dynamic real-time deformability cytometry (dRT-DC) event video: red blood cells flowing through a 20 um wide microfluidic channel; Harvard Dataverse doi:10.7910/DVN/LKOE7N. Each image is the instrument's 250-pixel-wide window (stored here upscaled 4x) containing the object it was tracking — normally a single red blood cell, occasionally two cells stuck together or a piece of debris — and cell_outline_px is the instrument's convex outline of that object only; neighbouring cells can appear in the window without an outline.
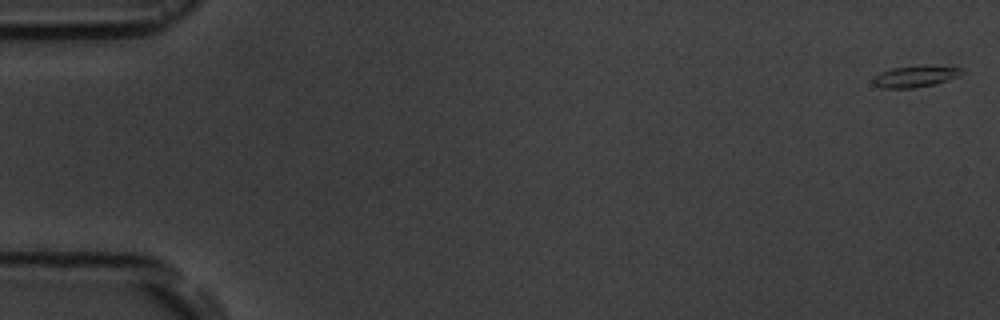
{"species": "common noctule bat (a hibernating species)", "species_latin": "Nyctalus noctula", "temperature_condition": "room temperature", "stored_images_in_passage": 5, "camera_frame_rate_fps": 3000, "um_per_image_px": 0.085, "animal": {"sex": "male", "body_mass_g": 19.5, "forearm_length_mm": 54.6}, "frame": {"image": 1, "passage_image": 1, "time_ms": 0.0, "image_size_px": [1000, 320], "cell_outline_px": [[964, 72], [960, 76], [936, 84], [912, 88], [884, 88], [872, 84], [872, 80], [880, 72], [892, 68], [924, 64], [928, 64], [964, 68]], "centroid_in_image_um": [77.86, 6.47], "position_along_channel_um": 7.1, "area_um2": 11.44}}
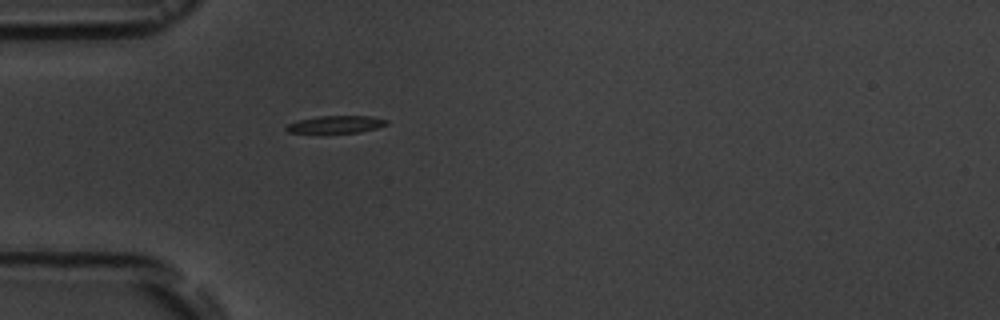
{"frame": {"image": 2, "passage_image": 5, "time_ms": 5.333, "image_size_px": [1000, 320], "cell_outline_px": [[388, 124], [376, 128], [360, 132], [324, 136], [288, 132], [284, 128], [288, 124], [296, 120], [320, 116], [372, 116], [388, 120]], "centroid_in_image_um": [28.47, 10.63], "position_along_channel_um": 56.5, "area_um2": 11.04}}